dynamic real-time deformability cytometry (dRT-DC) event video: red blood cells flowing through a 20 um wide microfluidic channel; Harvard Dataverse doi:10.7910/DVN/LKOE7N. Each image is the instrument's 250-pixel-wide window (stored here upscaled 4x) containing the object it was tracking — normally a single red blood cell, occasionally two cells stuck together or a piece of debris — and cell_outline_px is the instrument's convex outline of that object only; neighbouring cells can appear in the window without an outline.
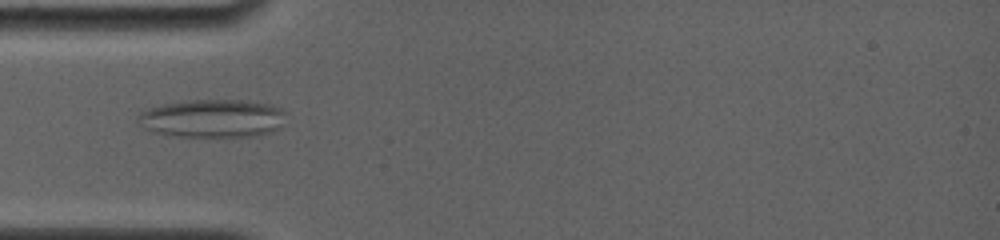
{"species": "common noctule bat (a hibernating species)", "species_latin": "Nyctalus noctula", "temperature_condition": "room temperature", "stored_images_in_passage": 16, "camera_frame_rate_fps": 4000, "um_per_image_px": 0.085, "animal": {"sex": "female", "body_mass_g": 19.0, "forearm_length_mm": 56.7}, "frame": {"image": 1, "passage_image": 12, "time_ms": 5.25, "image_size_px": [1000, 240], "cell_outline_px": [[284, 112], [276, 128], [272, 132], [252, 136], [164, 136], [152, 132], [144, 128], [136, 120], [136, 116], [140, 112], [164, 104], [192, 100], [248, 100], [272, 104], [280, 108]], "centroid_in_image_um": [17.99, 10.06], "position_along_channel_um": 67.0, "area_um2": 32.71}}